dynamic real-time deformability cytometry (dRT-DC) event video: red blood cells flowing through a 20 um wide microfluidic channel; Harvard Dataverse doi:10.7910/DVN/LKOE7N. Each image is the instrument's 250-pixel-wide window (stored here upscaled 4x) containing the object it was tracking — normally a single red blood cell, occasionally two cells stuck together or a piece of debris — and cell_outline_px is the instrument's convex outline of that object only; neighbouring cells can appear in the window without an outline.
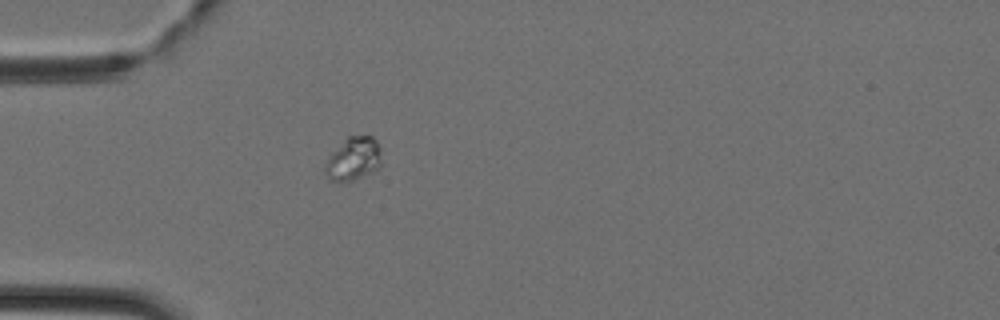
{"species": "Egyptian fruit bat (a non-hibernating species)", "species_latin": "Rousettus aegyptiacus", "temperature_condition": "cold", "stored_images_in_passage": 33, "camera_frame_rate_fps": 3000, "um_per_image_px": 0.085, "animal": {"sex": "female"}, "frame": {"image": 1, "passage_image": 1, "time_ms": 0.0, "image_size_px": [1000, 320], "cell_outline_px": [[380, 164], [372, 172], [352, 180], [328, 180], [324, 172], [324, 164], [332, 152], [348, 136], [372, 136], [376, 140], [380, 160]], "centroid_in_image_um": [29.99, 13.5], "position_along_channel_um": 55.0, "area_um2": 13.76}}
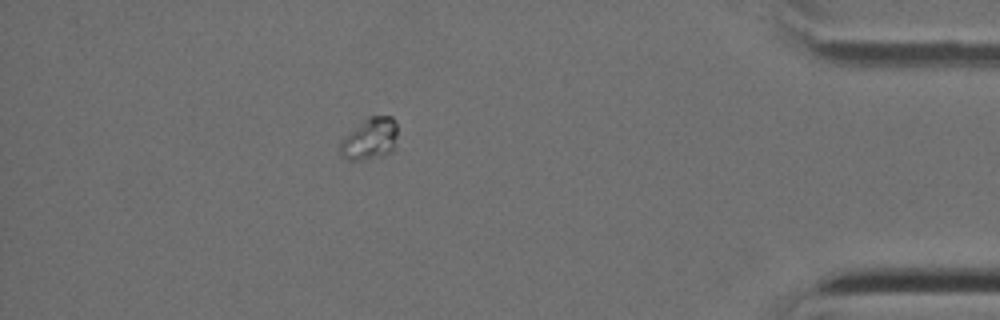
{"frame": {"image": 2, "passage_image": 28, "time_ms": 9.0, "image_size_px": [1000, 320], "cell_outline_px": [[396, 148], [392, 152], [384, 156], [364, 160], [348, 160], [340, 156], [340, 144], [348, 132], [368, 116], [392, 116], [396, 120]], "centroid_in_image_um": [31.46, 11.82], "position_along_channel_um": 403.7, "area_um2": 14.28}}